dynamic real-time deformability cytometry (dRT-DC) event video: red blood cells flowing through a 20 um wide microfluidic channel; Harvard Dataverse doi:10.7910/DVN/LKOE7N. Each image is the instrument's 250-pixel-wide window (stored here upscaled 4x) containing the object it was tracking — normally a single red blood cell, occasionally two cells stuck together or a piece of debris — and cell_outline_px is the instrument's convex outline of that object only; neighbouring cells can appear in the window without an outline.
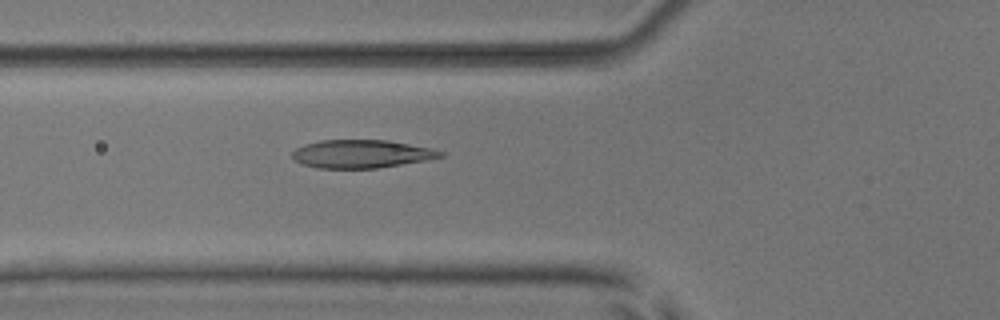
{"species": "common noctule bat (a hibernating species)", "species_latin": "Nyctalus noctula", "temperature_condition": "room temperature", "stored_images_in_passage": 53, "camera_frame_rate_fps": 3000, "um_per_image_px": 0.085, "animal": {"sex": "male", "body_mass_g": 17.9, "forearm_length_mm": 54.2}, "frame": {"image": 1, "passage_image": 20, "time_ms": 6.333, "image_size_px": [1000, 320], "cell_outline_px": [[444, 156], [424, 160], [376, 168], [316, 168], [292, 160], [292, 152], [296, 148], [304, 144], [320, 140], [388, 140], [432, 148], [444, 152]], "centroid_in_image_um": [30.68, 13.07], "position_along_channel_um": 95.1, "area_um2": 24.22}}
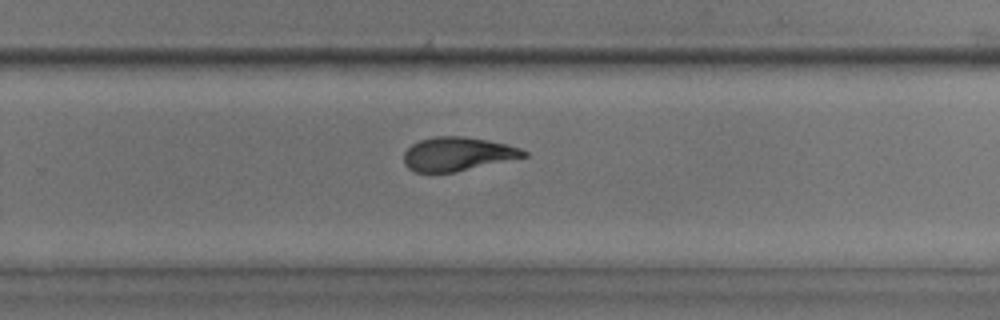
{"frame": {"image": 2, "passage_image": 35, "time_ms": 11.333, "image_size_px": [1000, 320], "cell_outline_px": [[528, 156], [452, 172], [416, 172], [408, 168], [404, 164], [404, 152], [412, 144], [420, 140], [436, 136], [464, 136], [488, 140], [520, 148], [528, 152]], "centroid_in_image_um": [38.87, 13.08], "position_along_channel_um": 290.9, "area_um2": 23.29}}
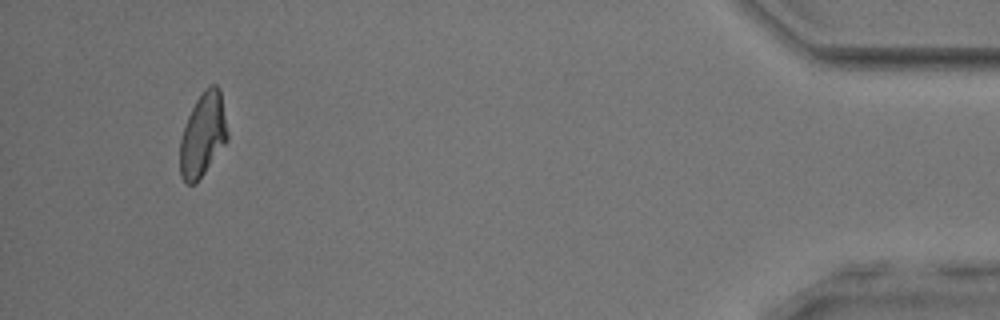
{"frame": {"image": 3, "passage_image": 50, "time_ms": 16.333, "image_size_px": [1000, 320], "cell_outline_px": [[228, 140], [196, 184], [188, 184], [180, 176], [180, 140], [188, 116], [196, 100], [204, 88], [208, 84], [216, 84], [220, 88], [228, 132]], "centroid_in_image_um": [17.25, 11.44], "position_along_channel_um": 417.9, "area_um2": 23.24}, "authors_computed_cell_mechanics": {"area_um2": 24.5072, "velocity_mm_per_s": 3.9303, "shape_relaxation_time_tau1_ms": 6.5482, "shape_relaxation_time_tau2_ms": 1.403, "deformation_change_tau1": 0.2116, "deformation_change_tau2": 0.0534}}